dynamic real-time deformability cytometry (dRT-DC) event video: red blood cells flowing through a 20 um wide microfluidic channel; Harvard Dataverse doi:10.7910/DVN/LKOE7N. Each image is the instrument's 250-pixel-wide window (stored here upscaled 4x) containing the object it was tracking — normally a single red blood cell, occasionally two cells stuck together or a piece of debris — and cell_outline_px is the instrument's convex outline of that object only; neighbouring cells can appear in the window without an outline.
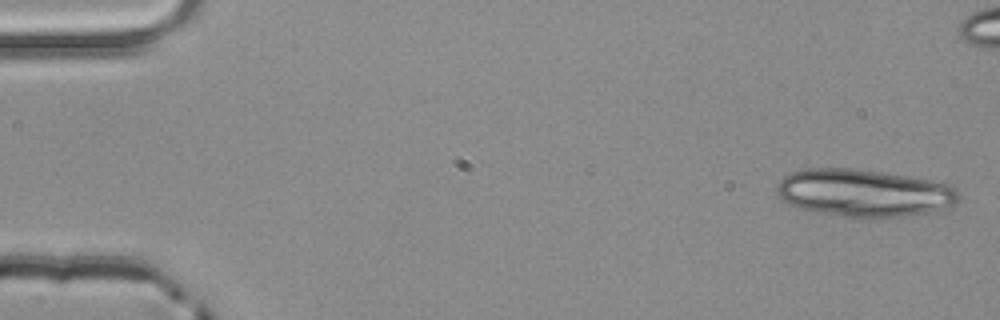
{"species": "common noctule bat (a hibernating species)", "species_latin": "Nyctalus noctula", "temperature_condition": "room temperature", "stored_images_in_passage": 5, "camera_frame_rate_fps": 3000, "um_per_image_px": 0.085, "animal": {"sex": "male", "body_mass_g": 20.4}, "frame": {"image": 1, "passage_image": 1, "time_ms": 0.0, "image_size_px": [1000, 320], "cell_outline_px": [[960, 200], [948, 212], [880, 220], [868, 220], [840, 216], [816, 212], [800, 208], [788, 204], [780, 196], [776, 188], [776, 184], [784, 176], [792, 172], [804, 168], [852, 168], [908, 176], [928, 180], [944, 184], [956, 188], [960, 192]], "centroid_in_image_um": [73.55, 16.46], "position_along_channel_um": 11.4, "area_um2": 52.08}}